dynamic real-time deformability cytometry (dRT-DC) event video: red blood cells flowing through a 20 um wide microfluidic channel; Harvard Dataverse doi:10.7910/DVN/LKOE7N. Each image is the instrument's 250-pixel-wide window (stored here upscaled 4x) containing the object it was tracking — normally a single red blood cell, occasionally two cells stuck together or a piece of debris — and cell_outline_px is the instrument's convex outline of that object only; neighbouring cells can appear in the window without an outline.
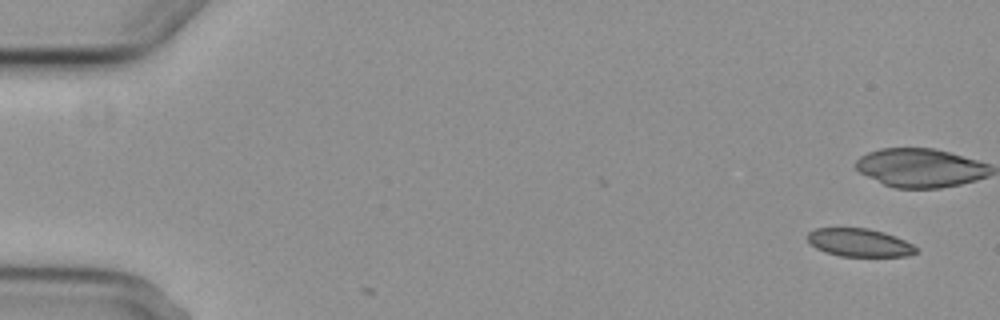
{"species": "common noctule bat (a hibernating species)", "species_latin": "Nyctalus noctula", "temperature_condition": "cold", "stored_images_in_passage": 6, "camera_frame_rate_fps": 3000, "um_per_image_px": 0.085, "animal": {"sex": "female", "body_mass_g": 29.2, "forearm_length_mm": 56.3}, "frame": {"image": 1, "passage_image": 1, "time_ms": 0.0, "image_size_px": [1000, 320], "cell_outline_px": [[916, 252], [908, 256], [840, 256], [824, 252], [816, 248], [804, 236], [808, 232], [816, 228], [868, 228], [884, 232], [896, 236], [912, 244], [916, 248]], "centroid_in_image_um": [73.01, 20.61], "position_along_channel_um": 12.0, "area_um2": 17.8}}